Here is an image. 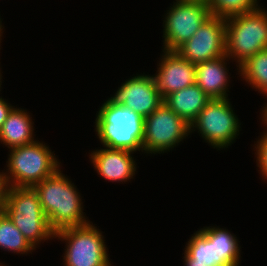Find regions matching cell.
Listing matches in <instances>:
<instances>
[{"label":"cell","instance_id":"6da1fadb","mask_svg":"<svg viewBox=\"0 0 267 266\" xmlns=\"http://www.w3.org/2000/svg\"><path fill=\"white\" fill-rule=\"evenodd\" d=\"M34 189L39 195L42 210L54 232L90 222L83 212V201L76 186L60 168L36 184Z\"/></svg>","mask_w":267,"mask_h":266},{"label":"cell","instance_id":"7a4b0ae2","mask_svg":"<svg viewBox=\"0 0 267 266\" xmlns=\"http://www.w3.org/2000/svg\"><path fill=\"white\" fill-rule=\"evenodd\" d=\"M144 123L139 113L106 100L97 111L95 131L103 147L143 152Z\"/></svg>","mask_w":267,"mask_h":266},{"label":"cell","instance_id":"3957f363","mask_svg":"<svg viewBox=\"0 0 267 266\" xmlns=\"http://www.w3.org/2000/svg\"><path fill=\"white\" fill-rule=\"evenodd\" d=\"M238 242L228 229L201 228L185 245L184 266H239L241 247Z\"/></svg>","mask_w":267,"mask_h":266},{"label":"cell","instance_id":"277c9868","mask_svg":"<svg viewBox=\"0 0 267 266\" xmlns=\"http://www.w3.org/2000/svg\"><path fill=\"white\" fill-rule=\"evenodd\" d=\"M6 163L4 174L9 187H34L61 166L49 146L39 140L11 148Z\"/></svg>","mask_w":267,"mask_h":266},{"label":"cell","instance_id":"5b68a950","mask_svg":"<svg viewBox=\"0 0 267 266\" xmlns=\"http://www.w3.org/2000/svg\"><path fill=\"white\" fill-rule=\"evenodd\" d=\"M4 212L34 249L43 241L55 239V232L49 225L34 187L10 186Z\"/></svg>","mask_w":267,"mask_h":266},{"label":"cell","instance_id":"8992f818","mask_svg":"<svg viewBox=\"0 0 267 266\" xmlns=\"http://www.w3.org/2000/svg\"><path fill=\"white\" fill-rule=\"evenodd\" d=\"M264 9L259 7L225 18L226 55L237 63L236 67L267 49V10Z\"/></svg>","mask_w":267,"mask_h":266},{"label":"cell","instance_id":"52a82bcc","mask_svg":"<svg viewBox=\"0 0 267 266\" xmlns=\"http://www.w3.org/2000/svg\"><path fill=\"white\" fill-rule=\"evenodd\" d=\"M102 233L92 222L55 232L66 244L64 266H113Z\"/></svg>","mask_w":267,"mask_h":266},{"label":"cell","instance_id":"ba28073f","mask_svg":"<svg viewBox=\"0 0 267 266\" xmlns=\"http://www.w3.org/2000/svg\"><path fill=\"white\" fill-rule=\"evenodd\" d=\"M240 120L229 98L210 99L190 125V132L198 130L202 139L217 150L228 148L239 136Z\"/></svg>","mask_w":267,"mask_h":266},{"label":"cell","instance_id":"9c48e42d","mask_svg":"<svg viewBox=\"0 0 267 266\" xmlns=\"http://www.w3.org/2000/svg\"><path fill=\"white\" fill-rule=\"evenodd\" d=\"M143 152L161 154L170 152L190 134V125L164 102L144 118Z\"/></svg>","mask_w":267,"mask_h":266},{"label":"cell","instance_id":"30bf717a","mask_svg":"<svg viewBox=\"0 0 267 266\" xmlns=\"http://www.w3.org/2000/svg\"><path fill=\"white\" fill-rule=\"evenodd\" d=\"M165 14L162 36L164 51H176L211 16L208 4L201 2L176 1Z\"/></svg>","mask_w":267,"mask_h":266},{"label":"cell","instance_id":"8fae6325","mask_svg":"<svg viewBox=\"0 0 267 266\" xmlns=\"http://www.w3.org/2000/svg\"><path fill=\"white\" fill-rule=\"evenodd\" d=\"M176 52L195 65L226 55L225 18L211 15Z\"/></svg>","mask_w":267,"mask_h":266},{"label":"cell","instance_id":"7c38bea8","mask_svg":"<svg viewBox=\"0 0 267 266\" xmlns=\"http://www.w3.org/2000/svg\"><path fill=\"white\" fill-rule=\"evenodd\" d=\"M163 100L149 74H137L125 80L115 94L108 98L111 104L126 106L144 118L156 110Z\"/></svg>","mask_w":267,"mask_h":266},{"label":"cell","instance_id":"4fadbf2b","mask_svg":"<svg viewBox=\"0 0 267 266\" xmlns=\"http://www.w3.org/2000/svg\"><path fill=\"white\" fill-rule=\"evenodd\" d=\"M155 75H151L156 90L164 99L169 94L195 83L196 65L182 58L176 51L162 50Z\"/></svg>","mask_w":267,"mask_h":266},{"label":"cell","instance_id":"5bb4252c","mask_svg":"<svg viewBox=\"0 0 267 266\" xmlns=\"http://www.w3.org/2000/svg\"><path fill=\"white\" fill-rule=\"evenodd\" d=\"M133 152L123 149L100 148L89 155L98 175L111 182H127L133 179L137 163Z\"/></svg>","mask_w":267,"mask_h":266},{"label":"cell","instance_id":"9a60e30c","mask_svg":"<svg viewBox=\"0 0 267 266\" xmlns=\"http://www.w3.org/2000/svg\"><path fill=\"white\" fill-rule=\"evenodd\" d=\"M227 55L196 64L195 83L211 98H228L230 76ZM228 61V62H227Z\"/></svg>","mask_w":267,"mask_h":266},{"label":"cell","instance_id":"2e32d148","mask_svg":"<svg viewBox=\"0 0 267 266\" xmlns=\"http://www.w3.org/2000/svg\"><path fill=\"white\" fill-rule=\"evenodd\" d=\"M210 99L194 83L184 89L169 94L164 98L163 102L187 124L191 125Z\"/></svg>","mask_w":267,"mask_h":266},{"label":"cell","instance_id":"e0dca14e","mask_svg":"<svg viewBox=\"0 0 267 266\" xmlns=\"http://www.w3.org/2000/svg\"><path fill=\"white\" fill-rule=\"evenodd\" d=\"M31 118L29 112L14 106L0 129V143L11 149L36 141Z\"/></svg>","mask_w":267,"mask_h":266},{"label":"cell","instance_id":"ac0fdd59","mask_svg":"<svg viewBox=\"0 0 267 266\" xmlns=\"http://www.w3.org/2000/svg\"><path fill=\"white\" fill-rule=\"evenodd\" d=\"M238 68L239 77L243 78L241 80L267 97V49L256 53Z\"/></svg>","mask_w":267,"mask_h":266},{"label":"cell","instance_id":"d6986e66","mask_svg":"<svg viewBox=\"0 0 267 266\" xmlns=\"http://www.w3.org/2000/svg\"><path fill=\"white\" fill-rule=\"evenodd\" d=\"M0 249L25 255L35 251L4 211L0 212Z\"/></svg>","mask_w":267,"mask_h":266},{"label":"cell","instance_id":"ffe728a7","mask_svg":"<svg viewBox=\"0 0 267 266\" xmlns=\"http://www.w3.org/2000/svg\"><path fill=\"white\" fill-rule=\"evenodd\" d=\"M211 15L228 18L257 10L258 0H207Z\"/></svg>","mask_w":267,"mask_h":266},{"label":"cell","instance_id":"44dd1931","mask_svg":"<svg viewBox=\"0 0 267 266\" xmlns=\"http://www.w3.org/2000/svg\"><path fill=\"white\" fill-rule=\"evenodd\" d=\"M256 163L262 178L267 180V128L254 144Z\"/></svg>","mask_w":267,"mask_h":266},{"label":"cell","instance_id":"7402d4cb","mask_svg":"<svg viewBox=\"0 0 267 266\" xmlns=\"http://www.w3.org/2000/svg\"><path fill=\"white\" fill-rule=\"evenodd\" d=\"M8 188L9 185L7 183L6 176L3 170L2 172H0V212L4 211Z\"/></svg>","mask_w":267,"mask_h":266},{"label":"cell","instance_id":"603a6c76","mask_svg":"<svg viewBox=\"0 0 267 266\" xmlns=\"http://www.w3.org/2000/svg\"><path fill=\"white\" fill-rule=\"evenodd\" d=\"M13 107L6 99L0 97V129Z\"/></svg>","mask_w":267,"mask_h":266},{"label":"cell","instance_id":"cb8c5ba5","mask_svg":"<svg viewBox=\"0 0 267 266\" xmlns=\"http://www.w3.org/2000/svg\"><path fill=\"white\" fill-rule=\"evenodd\" d=\"M263 110L261 111V120H262V124L264 125V128L266 127L267 128V103H265V105L263 106L262 108Z\"/></svg>","mask_w":267,"mask_h":266},{"label":"cell","instance_id":"d4e9b609","mask_svg":"<svg viewBox=\"0 0 267 266\" xmlns=\"http://www.w3.org/2000/svg\"><path fill=\"white\" fill-rule=\"evenodd\" d=\"M178 2H201V3H207V0H176Z\"/></svg>","mask_w":267,"mask_h":266},{"label":"cell","instance_id":"484cf974","mask_svg":"<svg viewBox=\"0 0 267 266\" xmlns=\"http://www.w3.org/2000/svg\"><path fill=\"white\" fill-rule=\"evenodd\" d=\"M3 26H2V21H1V18H0V47H1V40H2V34H3V28H2Z\"/></svg>","mask_w":267,"mask_h":266},{"label":"cell","instance_id":"4316f807","mask_svg":"<svg viewBox=\"0 0 267 266\" xmlns=\"http://www.w3.org/2000/svg\"><path fill=\"white\" fill-rule=\"evenodd\" d=\"M1 85H2V74H1V70H0V88L2 87ZM0 91H1V89H0Z\"/></svg>","mask_w":267,"mask_h":266}]
</instances>
